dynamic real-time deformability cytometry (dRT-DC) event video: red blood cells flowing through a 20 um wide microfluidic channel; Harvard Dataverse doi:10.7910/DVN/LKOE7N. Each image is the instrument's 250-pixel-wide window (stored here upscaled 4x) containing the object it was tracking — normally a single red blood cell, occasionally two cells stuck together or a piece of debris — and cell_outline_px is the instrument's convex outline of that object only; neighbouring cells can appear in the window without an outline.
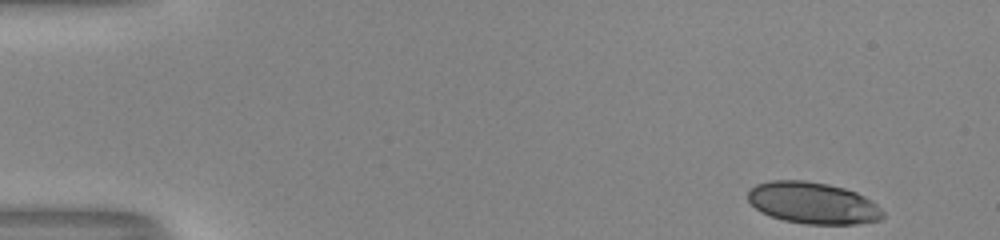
{"species": "human", "species_latin": "Homo sapiens", "temperature_condition": "room temperature", "stored_images_in_passage": 49, "camera_frame_rate_fps": 3000, "um_per_image_px": 0.085, "donor": {"sex": "male"}, "frame": {"image": 1, "passage_image": 1, "time_ms": 0.0, "image_size_px": [1000, 240], "cell_outline_px": [[884, 216], [880, 220], [856, 224], [804, 224], [784, 220], [760, 212], [748, 200], [748, 188], [756, 184], [772, 180], [804, 180], [828, 184], [844, 188], [856, 192], [872, 200], [884, 212]], "centroid_in_image_um": [69.09, 17.25], "position_along_channel_um": 15.9, "area_um2": 32.89}}
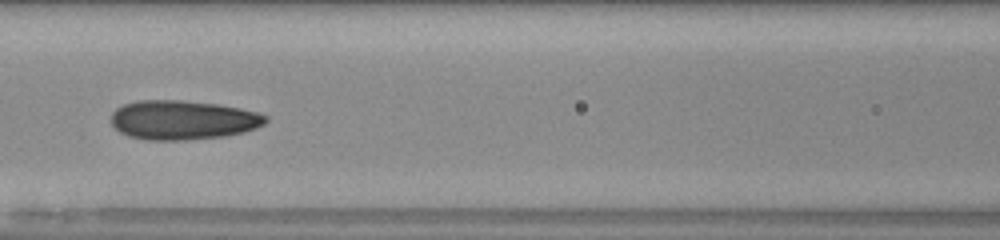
{"frame": {"image": 2, "passage_image": 21, "time_ms": 6.667, "image_size_px": [1000, 240], "cell_outline_px": [[268, 120], [264, 124], [256, 128], [244, 132], [224, 136], [184, 140], [148, 140], [128, 136], [120, 132], [112, 124], [112, 112], [116, 108], [124, 104], [140, 100], [180, 100], [216, 104], [240, 108], [256, 112], [268, 116]], "centroid_in_image_um": [15.54, 10.2], "position_along_channel_um": 151.1, "area_um2": 35.32}}
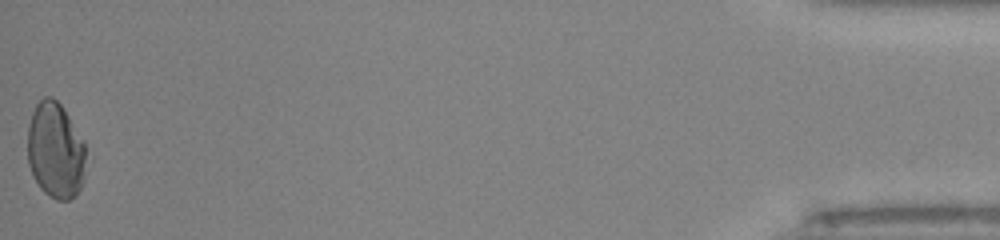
{"frame": {"image": 3, "passage_image": 49, "time_ms": 16.0, "image_size_px": [1000, 240], "cell_outline_px": [[92, 156], [84, 180], [80, 188], [68, 200], [56, 200], [48, 196], [40, 188], [28, 164], [28, 124], [32, 112], [36, 104], [44, 96], [52, 96], [64, 108], [84, 140]], "centroid_in_image_um": [4.79, 12.79], "position_along_channel_um": 430.4, "area_um2": 33.81}, "authors_computed_cell_mechanics": {"area_um2": 33.813, "velocity_mm_per_s": 4.024, "shape_relaxation_time_tau1_ms": 6.1827, "shape_relaxation_time_tau2_ms": 1.6687, "deformation_change_tau1": 0.1454, "deformation_change_tau2": 0.0648}}